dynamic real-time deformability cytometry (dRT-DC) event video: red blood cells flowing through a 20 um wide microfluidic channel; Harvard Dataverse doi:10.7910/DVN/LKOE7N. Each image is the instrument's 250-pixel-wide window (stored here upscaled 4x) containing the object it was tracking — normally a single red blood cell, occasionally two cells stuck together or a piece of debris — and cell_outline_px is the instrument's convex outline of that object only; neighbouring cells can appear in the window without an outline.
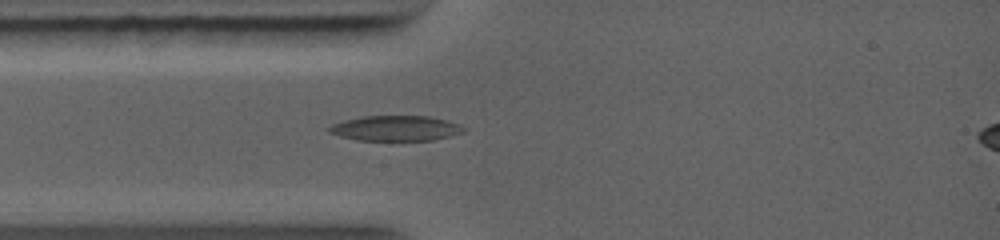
{"species": "common noctule bat (a hibernating species)", "species_latin": "Nyctalus noctula", "temperature_condition": "warm", "stored_images_in_passage": 3, "camera_frame_rate_fps": 5000, "um_per_image_px": 0.085, "animal": {"sex": "female", "body_mass_g": 19.0, "forearm_length_mm": 56.7}, "frame": {"image": 1, "passage_image": 1, "time_ms": 0.0, "image_size_px": [1000, 240], "cell_outline_px": [[468, 128], [464, 132], [452, 136], [432, 140], [356, 140], [340, 136], [328, 132], [328, 128], [332, 124], [344, 120], [364, 116], [428, 116], [460, 124]], "centroid_in_image_um": [33.66, 10.9], "position_along_channel_um": 51.3, "area_um2": 19.83}}
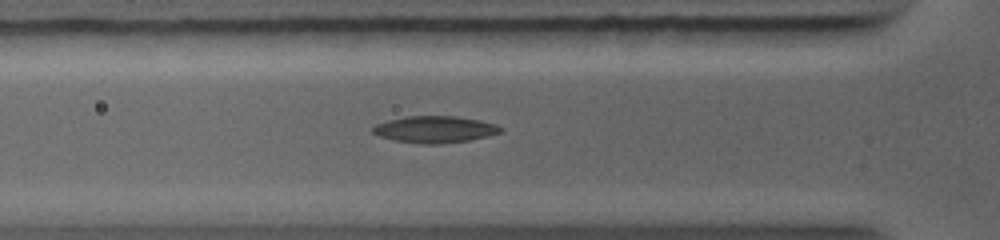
{"frame": {"image": 2, "passage_image": 3, "time_ms": 0.8, "image_size_px": [1000, 240], "cell_outline_px": [[504, 132], [488, 136], [468, 140], [440, 144], [420, 144], [396, 140], [380, 136], [372, 132], [372, 128], [376, 124], [388, 120], [404, 116], [456, 116], [480, 120], [496, 124], [504, 128]], "centroid_in_image_um": [37.0, 10.99], "position_along_channel_um": 88.8, "area_um2": 20.0}}